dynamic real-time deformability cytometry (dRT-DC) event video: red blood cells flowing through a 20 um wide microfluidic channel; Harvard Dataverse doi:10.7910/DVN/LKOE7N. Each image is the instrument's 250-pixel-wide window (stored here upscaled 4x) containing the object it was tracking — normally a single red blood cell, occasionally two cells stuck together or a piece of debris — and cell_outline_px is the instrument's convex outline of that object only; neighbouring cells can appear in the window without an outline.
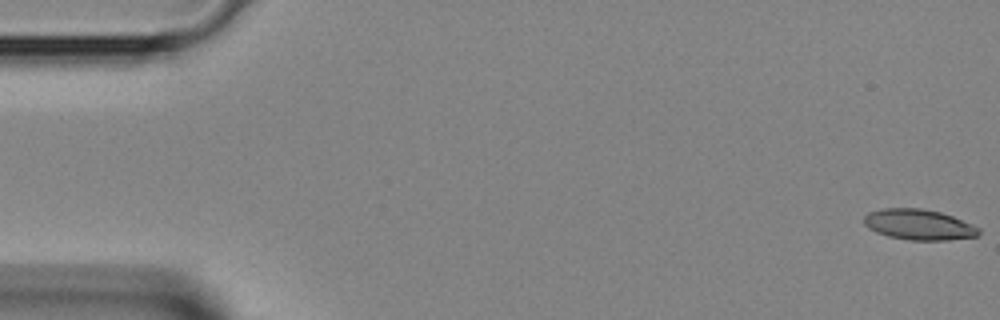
{"species": "Egyptian fruit bat (a non-hibernating species)", "species_latin": "Rousettus aegyptiacus", "temperature_condition": "room temperature", "stored_images_in_passage": 42, "camera_frame_rate_fps": 3000, "um_per_image_px": 0.085, "animal": {"sex": "female"}, "frame": {"image": 1, "passage_image": 1, "time_ms": 0.0, "image_size_px": [1000, 320], "cell_outline_px": [[980, 236], [948, 240], [908, 240], [888, 236], [876, 232], [868, 228], [864, 224], [864, 216], [868, 212], [884, 208], [920, 208], [940, 212], [952, 216], [972, 224], [980, 228]], "centroid_in_image_um": [78.11, 19.09], "position_along_channel_um": 6.9, "area_um2": 20.58}}
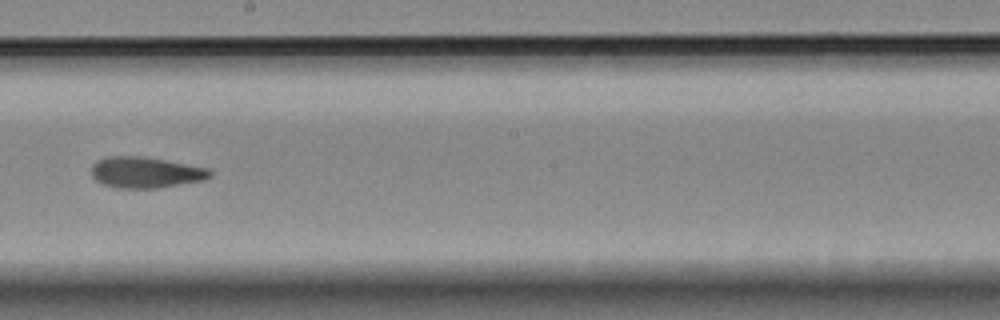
{"frame": {"image": 2, "passage_image": 24, "time_ms": 7.667, "image_size_px": [1000, 320], "cell_outline_px": [[212, 176], [204, 180], [156, 188], [116, 188], [104, 184], [96, 180], [92, 176], [92, 164], [96, 160], [108, 156], [144, 156], [208, 168], [212, 172]], "centroid_in_image_um": [12.36, 14.65], "position_along_channel_um": 235.8, "area_um2": 21.44}}
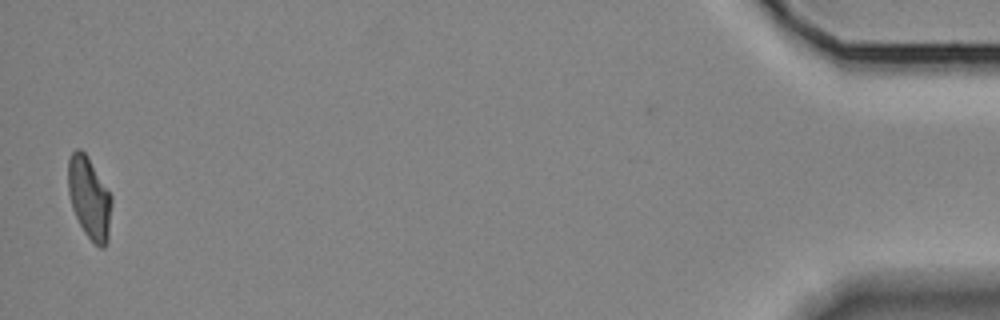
{"frame": {"image": 3, "passage_image": 42, "time_ms": 13.667, "image_size_px": [1000, 320], "cell_outline_px": [[112, 204], [108, 240], [104, 248], [100, 248], [84, 232], [72, 208], [68, 192], [68, 160], [72, 152], [76, 148], [80, 148], [84, 152], [112, 196]], "centroid_in_image_um": [7.59, 16.83], "position_along_channel_um": 427.6, "area_um2": 20.58}}